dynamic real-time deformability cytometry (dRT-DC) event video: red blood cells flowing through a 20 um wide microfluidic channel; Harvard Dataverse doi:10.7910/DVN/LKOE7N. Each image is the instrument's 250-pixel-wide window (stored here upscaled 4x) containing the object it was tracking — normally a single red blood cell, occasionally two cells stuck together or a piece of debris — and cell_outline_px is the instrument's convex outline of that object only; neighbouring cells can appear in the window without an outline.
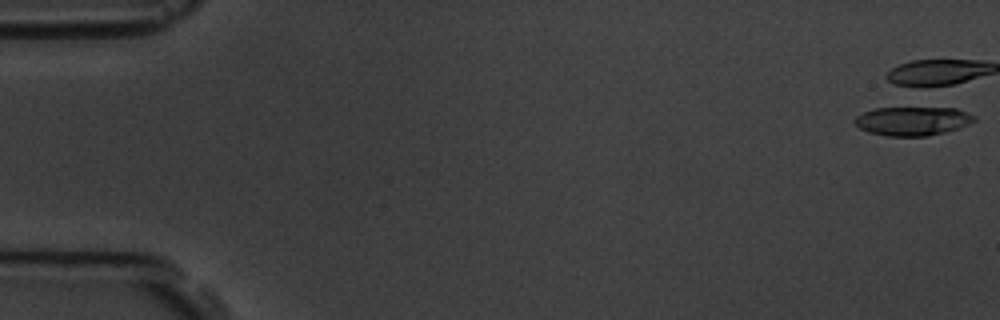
{"species": "common noctule bat (a hibernating species)", "species_latin": "Nyctalus noctula", "temperature_condition": "room temperature", "stored_images_in_passage": 5, "camera_frame_rate_fps": 3000, "um_per_image_px": 0.085, "animal": {"sex": "male", "body_mass_g": 19.5, "forearm_length_mm": 54.6}, "frame": {"image": 1, "passage_image": 1, "time_ms": 0.0, "image_size_px": [1000, 320], "cell_outline_px": [[976, 120], [968, 124], [944, 132], [928, 136], [888, 136], [868, 132], [860, 128], [852, 120], [856, 116], [864, 112], [876, 108], [920, 104], [924, 104], [956, 108], [976, 116]], "centroid_in_image_um": [77.58, 10.22], "position_along_channel_um": 7.4, "area_um2": 21.15}}